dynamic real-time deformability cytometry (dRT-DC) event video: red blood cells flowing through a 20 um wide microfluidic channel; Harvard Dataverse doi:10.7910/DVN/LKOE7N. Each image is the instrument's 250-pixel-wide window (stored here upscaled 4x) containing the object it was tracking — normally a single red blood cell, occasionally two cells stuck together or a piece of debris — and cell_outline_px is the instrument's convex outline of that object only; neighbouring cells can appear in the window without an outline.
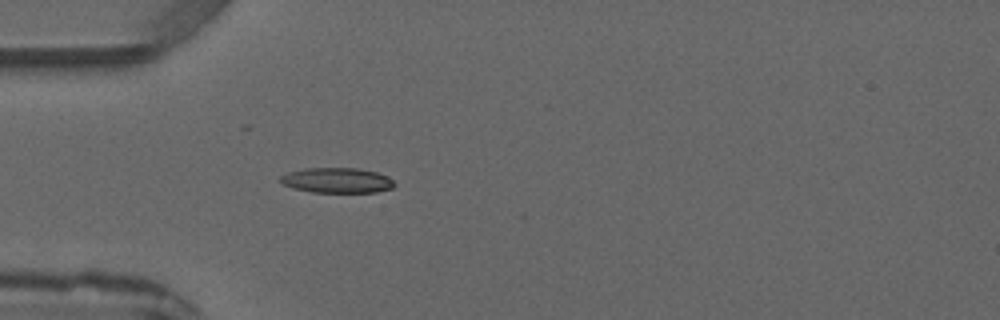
{"species": "common noctule bat (a hibernating species)", "species_latin": "Nyctalus noctula", "temperature_condition": "warm", "stored_images_in_passage": 4, "camera_frame_rate_fps": 3000, "um_per_image_px": 0.085, "animal": {"sex": "male", "forearm_length_mm": 52.5}, "frame": {"image": 1, "passage_image": 4, "time_ms": 3.667, "image_size_px": [1000, 320], "cell_outline_px": [[396, 184], [392, 188], [376, 192], [312, 192], [292, 188], [280, 184], [280, 176], [288, 172], [304, 168], [356, 168], [376, 172], [388, 176]], "centroid_in_image_um": [28.61, 15.33], "position_along_channel_um": 56.4, "area_um2": 16.82}}